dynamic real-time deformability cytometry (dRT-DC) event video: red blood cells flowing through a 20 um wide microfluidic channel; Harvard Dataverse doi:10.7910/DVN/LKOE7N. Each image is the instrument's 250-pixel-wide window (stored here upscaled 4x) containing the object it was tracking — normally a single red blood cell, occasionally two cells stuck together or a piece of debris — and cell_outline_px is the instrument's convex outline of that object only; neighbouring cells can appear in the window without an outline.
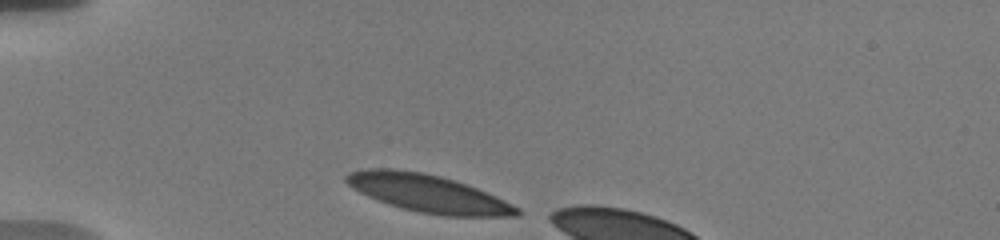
{"species": "human", "species_latin": "Homo sapiens", "temperature_condition": "warm", "stored_images_in_passage": 7, "camera_frame_rate_fps": 3000, "um_per_image_px": 0.085, "donor": {"sex": "male"}, "frame": {"image": 1, "passage_image": 1, "time_ms": 0.0, "image_size_px": [1000, 240], "cell_outline_px": [[520, 216], [448, 216], [420, 212], [388, 204], [368, 196], [352, 188], [344, 180], [344, 176], [348, 172], [368, 168], [392, 168], [424, 172], [440, 176], [476, 188], [504, 200], [520, 208]], "centroid_in_image_um": [36.35, 16.43], "position_along_channel_um": 48.7, "area_um2": 37.17}}
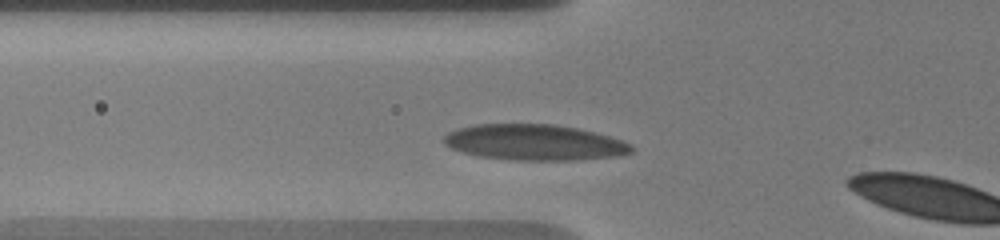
{"frame": {"image": 2, "passage_image": 6, "time_ms": 1.667, "image_size_px": [1000, 240], "cell_outline_px": [[636, 148], [632, 152], [620, 156], [576, 160], [512, 160], [480, 156], [464, 152], [452, 148], [444, 144], [444, 136], [448, 132], [472, 124], [552, 124], [576, 128], [608, 136], [632, 144]], "centroid_in_image_um": [45.45, 12.11], "position_along_channel_um": 80.4, "area_um2": 39.07}}